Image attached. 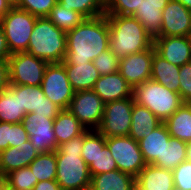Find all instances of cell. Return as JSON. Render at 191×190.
<instances>
[{
    "label": "cell",
    "instance_id": "1",
    "mask_svg": "<svg viewBox=\"0 0 191 190\" xmlns=\"http://www.w3.org/2000/svg\"><path fill=\"white\" fill-rule=\"evenodd\" d=\"M109 38L106 15L85 18L73 30L66 32L67 51L61 63L92 62L109 49Z\"/></svg>",
    "mask_w": 191,
    "mask_h": 190
},
{
    "label": "cell",
    "instance_id": "2",
    "mask_svg": "<svg viewBox=\"0 0 191 190\" xmlns=\"http://www.w3.org/2000/svg\"><path fill=\"white\" fill-rule=\"evenodd\" d=\"M84 133L63 143L55 151L57 159L56 182L62 190H89L91 175L81 157Z\"/></svg>",
    "mask_w": 191,
    "mask_h": 190
},
{
    "label": "cell",
    "instance_id": "3",
    "mask_svg": "<svg viewBox=\"0 0 191 190\" xmlns=\"http://www.w3.org/2000/svg\"><path fill=\"white\" fill-rule=\"evenodd\" d=\"M109 24V49L122 58L153 45L145 27L133 16L105 14Z\"/></svg>",
    "mask_w": 191,
    "mask_h": 190
},
{
    "label": "cell",
    "instance_id": "4",
    "mask_svg": "<svg viewBox=\"0 0 191 190\" xmlns=\"http://www.w3.org/2000/svg\"><path fill=\"white\" fill-rule=\"evenodd\" d=\"M67 51L66 32L47 17H37L27 52L48 64L61 63Z\"/></svg>",
    "mask_w": 191,
    "mask_h": 190
},
{
    "label": "cell",
    "instance_id": "5",
    "mask_svg": "<svg viewBox=\"0 0 191 190\" xmlns=\"http://www.w3.org/2000/svg\"><path fill=\"white\" fill-rule=\"evenodd\" d=\"M135 103L148 108L162 122L183 105L179 93L150 79L133 89Z\"/></svg>",
    "mask_w": 191,
    "mask_h": 190
},
{
    "label": "cell",
    "instance_id": "6",
    "mask_svg": "<svg viewBox=\"0 0 191 190\" xmlns=\"http://www.w3.org/2000/svg\"><path fill=\"white\" fill-rule=\"evenodd\" d=\"M37 17L13 6L0 21L11 54L27 52Z\"/></svg>",
    "mask_w": 191,
    "mask_h": 190
},
{
    "label": "cell",
    "instance_id": "7",
    "mask_svg": "<svg viewBox=\"0 0 191 190\" xmlns=\"http://www.w3.org/2000/svg\"><path fill=\"white\" fill-rule=\"evenodd\" d=\"M47 65L26 51L13 53L8 59L9 84L40 86Z\"/></svg>",
    "mask_w": 191,
    "mask_h": 190
},
{
    "label": "cell",
    "instance_id": "8",
    "mask_svg": "<svg viewBox=\"0 0 191 190\" xmlns=\"http://www.w3.org/2000/svg\"><path fill=\"white\" fill-rule=\"evenodd\" d=\"M134 98L107 102L104 105L102 122L97 131L105 138L128 136Z\"/></svg>",
    "mask_w": 191,
    "mask_h": 190
},
{
    "label": "cell",
    "instance_id": "9",
    "mask_svg": "<svg viewBox=\"0 0 191 190\" xmlns=\"http://www.w3.org/2000/svg\"><path fill=\"white\" fill-rule=\"evenodd\" d=\"M106 145L115 159L118 170L128 173L135 178L146 166L139 142L130 136H117L106 138Z\"/></svg>",
    "mask_w": 191,
    "mask_h": 190
},
{
    "label": "cell",
    "instance_id": "10",
    "mask_svg": "<svg viewBox=\"0 0 191 190\" xmlns=\"http://www.w3.org/2000/svg\"><path fill=\"white\" fill-rule=\"evenodd\" d=\"M40 86L48 99L61 110H67L75 91L62 63H51L46 66Z\"/></svg>",
    "mask_w": 191,
    "mask_h": 190
},
{
    "label": "cell",
    "instance_id": "11",
    "mask_svg": "<svg viewBox=\"0 0 191 190\" xmlns=\"http://www.w3.org/2000/svg\"><path fill=\"white\" fill-rule=\"evenodd\" d=\"M105 103L93 90L74 93L67 110L87 130H97L102 122Z\"/></svg>",
    "mask_w": 191,
    "mask_h": 190
},
{
    "label": "cell",
    "instance_id": "12",
    "mask_svg": "<svg viewBox=\"0 0 191 190\" xmlns=\"http://www.w3.org/2000/svg\"><path fill=\"white\" fill-rule=\"evenodd\" d=\"M22 124L29 135L32 146L37 151L48 153L58 149L59 146L53 130L54 119L33 112L25 115Z\"/></svg>",
    "mask_w": 191,
    "mask_h": 190
},
{
    "label": "cell",
    "instance_id": "13",
    "mask_svg": "<svg viewBox=\"0 0 191 190\" xmlns=\"http://www.w3.org/2000/svg\"><path fill=\"white\" fill-rule=\"evenodd\" d=\"M155 48H150L120 58L119 72L134 89L136 86L151 79V65Z\"/></svg>",
    "mask_w": 191,
    "mask_h": 190
},
{
    "label": "cell",
    "instance_id": "14",
    "mask_svg": "<svg viewBox=\"0 0 191 190\" xmlns=\"http://www.w3.org/2000/svg\"><path fill=\"white\" fill-rule=\"evenodd\" d=\"M191 31V10L170 0L162 10L161 36H188Z\"/></svg>",
    "mask_w": 191,
    "mask_h": 190
},
{
    "label": "cell",
    "instance_id": "15",
    "mask_svg": "<svg viewBox=\"0 0 191 190\" xmlns=\"http://www.w3.org/2000/svg\"><path fill=\"white\" fill-rule=\"evenodd\" d=\"M153 46L159 56L179 67L191 61V47L186 36L157 37Z\"/></svg>",
    "mask_w": 191,
    "mask_h": 190
},
{
    "label": "cell",
    "instance_id": "16",
    "mask_svg": "<svg viewBox=\"0 0 191 190\" xmlns=\"http://www.w3.org/2000/svg\"><path fill=\"white\" fill-rule=\"evenodd\" d=\"M19 102L21 110L26 113L47 115V118L55 119L61 109L45 95L41 86L19 85Z\"/></svg>",
    "mask_w": 191,
    "mask_h": 190
},
{
    "label": "cell",
    "instance_id": "17",
    "mask_svg": "<svg viewBox=\"0 0 191 190\" xmlns=\"http://www.w3.org/2000/svg\"><path fill=\"white\" fill-rule=\"evenodd\" d=\"M92 90L104 103L133 97V88L119 71L100 76Z\"/></svg>",
    "mask_w": 191,
    "mask_h": 190
},
{
    "label": "cell",
    "instance_id": "18",
    "mask_svg": "<svg viewBox=\"0 0 191 190\" xmlns=\"http://www.w3.org/2000/svg\"><path fill=\"white\" fill-rule=\"evenodd\" d=\"M40 154L30 140L21 146L8 147L0 152V177H5L14 170L28 167L29 164Z\"/></svg>",
    "mask_w": 191,
    "mask_h": 190
},
{
    "label": "cell",
    "instance_id": "19",
    "mask_svg": "<svg viewBox=\"0 0 191 190\" xmlns=\"http://www.w3.org/2000/svg\"><path fill=\"white\" fill-rule=\"evenodd\" d=\"M170 137L171 135L162 122L147 137L138 141L146 164H153L157 167L163 166V150Z\"/></svg>",
    "mask_w": 191,
    "mask_h": 190
},
{
    "label": "cell",
    "instance_id": "20",
    "mask_svg": "<svg viewBox=\"0 0 191 190\" xmlns=\"http://www.w3.org/2000/svg\"><path fill=\"white\" fill-rule=\"evenodd\" d=\"M136 190H175L172 170L146 164L136 177Z\"/></svg>",
    "mask_w": 191,
    "mask_h": 190
},
{
    "label": "cell",
    "instance_id": "21",
    "mask_svg": "<svg viewBox=\"0 0 191 190\" xmlns=\"http://www.w3.org/2000/svg\"><path fill=\"white\" fill-rule=\"evenodd\" d=\"M67 77L75 92L92 90L100 74L93 62L88 63H62Z\"/></svg>",
    "mask_w": 191,
    "mask_h": 190
},
{
    "label": "cell",
    "instance_id": "22",
    "mask_svg": "<svg viewBox=\"0 0 191 190\" xmlns=\"http://www.w3.org/2000/svg\"><path fill=\"white\" fill-rule=\"evenodd\" d=\"M19 102V85L9 84L0 92V122L21 123L26 115Z\"/></svg>",
    "mask_w": 191,
    "mask_h": 190
},
{
    "label": "cell",
    "instance_id": "23",
    "mask_svg": "<svg viewBox=\"0 0 191 190\" xmlns=\"http://www.w3.org/2000/svg\"><path fill=\"white\" fill-rule=\"evenodd\" d=\"M89 190H136V178L118 169L91 175Z\"/></svg>",
    "mask_w": 191,
    "mask_h": 190
},
{
    "label": "cell",
    "instance_id": "24",
    "mask_svg": "<svg viewBox=\"0 0 191 190\" xmlns=\"http://www.w3.org/2000/svg\"><path fill=\"white\" fill-rule=\"evenodd\" d=\"M162 121L148 108L134 102L131 116V129L128 134L135 141L147 137L153 129L159 126Z\"/></svg>",
    "mask_w": 191,
    "mask_h": 190
},
{
    "label": "cell",
    "instance_id": "25",
    "mask_svg": "<svg viewBox=\"0 0 191 190\" xmlns=\"http://www.w3.org/2000/svg\"><path fill=\"white\" fill-rule=\"evenodd\" d=\"M180 67L169 63L156 52L153 53L151 65V79L167 87L169 90L179 93Z\"/></svg>",
    "mask_w": 191,
    "mask_h": 190
},
{
    "label": "cell",
    "instance_id": "26",
    "mask_svg": "<svg viewBox=\"0 0 191 190\" xmlns=\"http://www.w3.org/2000/svg\"><path fill=\"white\" fill-rule=\"evenodd\" d=\"M166 5L147 3V0H142L140 7H137L133 15L145 27L147 34L153 40L161 37L162 10Z\"/></svg>",
    "mask_w": 191,
    "mask_h": 190
},
{
    "label": "cell",
    "instance_id": "27",
    "mask_svg": "<svg viewBox=\"0 0 191 190\" xmlns=\"http://www.w3.org/2000/svg\"><path fill=\"white\" fill-rule=\"evenodd\" d=\"M53 130L58 146L82 135L87 129L68 110H61L54 119Z\"/></svg>",
    "mask_w": 191,
    "mask_h": 190
},
{
    "label": "cell",
    "instance_id": "28",
    "mask_svg": "<svg viewBox=\"0 0 191 190\" xmlns=\"http://www.w3.org/2000/svg\"><path fill=\"white\" fill-rule=\"evenodd\" d=\"M171 137L184 142L191 141V104L183 103L163 122Z\"/></svg>",
    "mask_w": 191,
    "mask_h": 190
},
{
    "label": "cell",
    "instance_id": "29",
    "mask_svg": "<svg viewBox=\"0 0 191 190\" xmlns=\"http://www.w3.org/2000/svg\"><path fill=\"white\" fill-rule=\"evenodd\" d=\"M90 175H97L117 170L115 159L106 145V138L97 131V155L95 160L88 166Z\"/></svg>",
    "mask_w": 191,
    "mask_h": 190
},
{
    "label": "cell",
    "instance_id": "30",
    "mask_svg": "<svg viewBox=\"0 0 191 190\" xmlns=\"http://www.w3.org/2000/svg\"><path fill=\"white\" fill-rule=\"evenodd\" d=\"M29 167L38 182L43 180H56L57 159L55 152L40 153Z\"/></svg>",
    "mask_w": 191,
    "mask_h": 190
},
{
    "label": "cell",
    "instance_id": "31",
    "mask_svg": "<svg viewBox=\"0 0 191 190\" xmlns=\"http://www.w3.org/2000/svg\"><path fill=\"white\" fill-rule=\"evenodd\" d=\"M29 140V135L21 123L11 124L0 122V152L8 147L23 145Z\"/></svg>",
    "mask_w": 191,
    "mask_h": 190
},
{
    "label": "cell",
    "instance_id": "32",
    "mask_svg": "<svg viewBox=\"0 0 191 190\" xmlns=\"http://www.w3.org/2000/svg\"><path fill=\"white\" fill-rule=\"evenodd\" d=\"M47 18L58 28L63 30L64 32H68L73 30L77 25H79L85 17L81 15L79 12L74 10H67L62 7L60 3H56V5L51 9L50 14Z\"/></svg>",
    "mask_w": 191,
    "mask_h": 190
},
{
    "label": "cell",
    "instance_id": "33",
    "mask_svg": "<svg viewBox=\"0 0 191 190\" xmlns=\"http://www.w3.org/2000/svg\"><path fill=\"white\" fill-rule=\"evenodd\" d=\"M63 8L79 12L85 18L105 15V0H58Z\"/></svg>",
    "mask_w": 191,
    "mask_h": 190
},
{
    "label": "cell",
    "instance_id": "34",
    "mask_svg": "<svg viewBox=\"0 0 191 190\" xmlns=\"http://www.w3.org/2000/svg\"><path fill=\"white\" fill-rule=\"evenodd\" d=\"M186 142L170 137L163 150V166L161 168L174 170L180 163L186 161Z\"/></svg>",
    "mask_w": 191,
    "mask_h": 190
},
{
    "label": "cell",
    "instance_id": "35",
    "mask_svg": "<svg viewBox=\"0 0 191 190\" xmlns=\"http://www.w3.org/2000/svg\"><path fill=\"white\" fill-rule=\"evenodd\" d=\"M4 178L12 190H33L38 183L29 166L14 170Z\"/></svg>",
    "mask_w": 191,
    "mask_h": 190
},
{
    "label": "cell",
    "instance_id": "36",
    "mask_svg": "<svg viewBox=\"0 0 191 190\" xmlns=\"http://www.w3.org/2000/svg\"><path fill=\"white\" fill-rule=\"evenodd\" d=\"M58 0H18L17 8L36 17H47Z\"/></svg>",
    "mask_w": 191,
    "mask_h": 190
},
{
    "label": "cell",
    "instance_id": "37",
    "mask_svg": "<svg viewBox=\"0 0 191 190\" xmlns=\"http://www.w3.org/2000/svg\"><path fill=\"white\" fill-rule=\"evenodd\" d=\"M92 62L100 76L119 71L120 58L110 49L101 52Z\"/></svg>",
    "mask_w": 191,
    "mask_h": 190
},
{
    "label": "cell",
    "instance_id": "38",
    "mask_svg": "<svg viewBox=\"0 0 191 190\" xmlns=\"http://www.w3.org/2000/svg\"><path fill=\"white\" fill-rule=\"evenodd\" d=\"M142 0H105V14L133 16Z\"/></svg>",
    "mask_w": 191,
    "mask_h": 190
},
{
    "label": "cell",
    "instance_id": "39",
    "mask_svg": "<svg viewBox=\"0 0 191 190\" xmlns=\"http://www.w3.org/2000/svg\"><path fill=\"white\" fill-rule=\"evenodd\" d=\"M172 173L175 190H191V162L183 161Z\"/></svg>",
    "mask_w": 191,
    "mask_h": 190
},
{
    "label": "cell",
    "instance_id": "40",
    "mask_svg": "<svg viewBox=\"0 0 191 190\" xmlns=\"http://www.w3.org/2000/svg\"><path fill=\"white\" fill-rule=\"evenodd\" d=\"M97 155V130H86L84 132V144L81 157L89 166Z\"/></svg>",
    "mask_w": 191,
    "mask_h": 190
},
{
    "label": "cell",
    "instance_id": "41",
    "mask_svg": "<svg viewBox=\"0 0 191 190\" xmlns=\"http://www.w3.org/2000/svg\"><path fill=\"white\" fill-rule=\"evenodd\" d=\"M179 95L184 103H191V61L180 67Z\"/></svg>",
    "mask_w": 191,
    "mask_h": 190
},
{
    "label": "cell",
    "instance_id": "42",
    "mask_svg": "<svg viewBox=\"0 0 191 190\" xmlns=\"http://www.w3.org/2000/svg\"><path fill=\"white\" fill-rule=\"evenodd\" d=\"M11 55L12 54L9 51L4 30L0 24V61H8Z\"/></svg>",
    "mask_w": 191,
    "mask_h": 190
},
{
    "label": "cell",
    "instance_id": "43",
    "mask_svg": "<svg viewBox=\"0 0 191 190\" xmlns=\"http://www.w3.org/2000/svg\"><path fill=\"white\" fill-rule=\"evenodd\" d=\"M9 86L8 61H0V92Z\"/></svg>",
    "mask_w": 191,
    "mask_h": 190
},
{
    "label": "cell",
    "instance_id": "44",
    "mask_svg": "<svg viewBox=\"0 0 191 190\" xmlns=\"http://www.w3.org/2000/svg\"><path fill=\"white\" fill-rule=\"evenodd\" d=\"M33 190H62L56 180H43L39 181Z\"/></svg>",
    "mask_w": 191,
    "mask_h": 190
},
{
    "label": "cell",
    "instance_id": "45",
    "mask_svg": "<svg viewBox=\"0 0 191 190\" xmlns=\"http://www.w3.org/2000/svg\"><path fill=\"white\" fill-rule=\"evenodd\" d=\"M13 6L7 0H0V21Z\"/></svg>",
    "mask_w": 191,
    "mask_h": 190
},
{
    "label": "cell",
    "instance_id": "46",
    "mask_svg": "<svg viewBox=\"0 0 191 190\" xmlns=\"http://www.w3.org/2000/svg\"><path fill=\"white\" fill-rule=\"evenodd\" d=\"M0 190H12L4 177H0Z\"/></svg>",
    "mask_w": 191,
    "mask_h": 190
},
{
    "label": "cell",
    "instance_id": "47",
    "mask_svg": "<svg viewBox=\"0 0 191 190\" xmlns=\"http://www.w3.org/2000/svg\"><path fill=\"white\" fill-rule=\"evenodd\" d=\"M187 150H186V160L191 162V141L186 142Z\"/></svg>",
    "mask_w": 191,
    "mask_h": 190
},
{
    "label": "cell",
    "instance_id": "48",
    "mask_svg": "<svg viewBox=\"0 0 191 190\" xmlns=\"http://www.w3.org/2000/svg\"><path fill=\"white\" fill-rule=\"evenodd\" d=\"M170 0H147V3L168 4Z\"/></svg>",
    "mask_w": 191,
    "mask_h": 190
},
{
    "label": "cell",
    "instance_id": "49",
    "mask_svg": "<svg viewBox=\"0 0 191 190\" xmlns=\"http://www.w3.org/2000/svg\"><path fill=\"white\" fill-rule=\"evenodd\" d=\"M182 3L187 9L191 10V0H175Z\"/></svg>",
    "mask_w": 191,
    "mask_h": 190
},
{
    "label": "cell",
    "instance_id": "50",
    "mask_svg": "<svg viewBox=\"0 0 191 190\" xmlns=\"http://www.w3.org/2000/svg\"><path fill=\"white\" fill-rule=\"evenodd\" d=\"M12 6H16L18 3V0H7Z\"/></svg>",
    "mask_w": 191,
    "mask_h": 190
},
{
    "label": "cell",
    "instance_id": "51",
    "mask_svg": "<svg viewBox=\"0 0 191 190\" xmlns=\"http://www.w3.org/2000/svg\"><path fill=\"white\" fill-rule=\"evenodd\" d=\"M188 39H189V43H190V47H191V31H190V33L188 34Z\"/></svg>",
    "mask_w": 191,
    "mask_h": 190
}]
</instances>
